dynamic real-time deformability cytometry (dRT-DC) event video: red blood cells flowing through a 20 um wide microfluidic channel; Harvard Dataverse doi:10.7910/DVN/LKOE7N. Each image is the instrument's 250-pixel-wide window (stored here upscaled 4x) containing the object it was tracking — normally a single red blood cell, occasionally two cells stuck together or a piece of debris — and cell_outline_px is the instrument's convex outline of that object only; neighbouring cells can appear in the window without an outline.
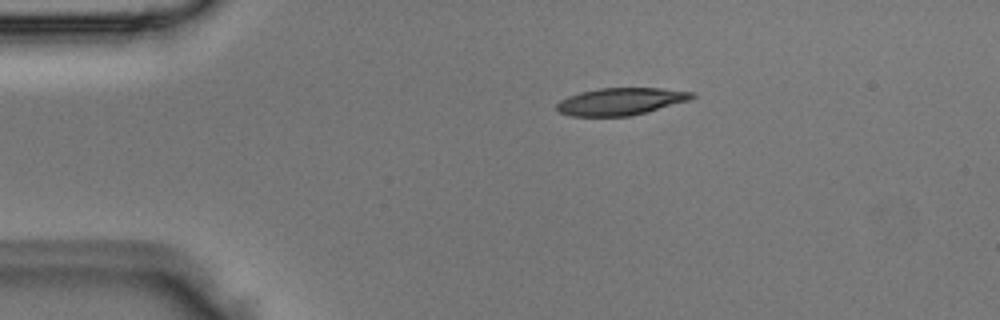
{"species": "Egyptian fruit bat (a non-hibernating species)", "species_latin": "Rousettus aegyptiacus", "temperature_condition": "room temperature", "stored_images_in_passage": 2, "camera_frame_rate_fps": 3000, "um_per_image_px": 0.085, "animal": {"sex": "male"}, "frame": {"image": 1, "passage_image": 1, "time_ms": 0.0, "image_size_px": [1000, 320], "cell_outline_px": [[696, 96], [692, 100], [628, 116], [572, 116], [560, 112], [556, 108], [556, 104], [560, 100], [568, 96], [580, 92], [600, 88], [660, 88], [696, 92]], "centroid_in_image_um": [52.79, 8.61], "position_along_channel_um": 32.2, "area_um2": 21.44}}